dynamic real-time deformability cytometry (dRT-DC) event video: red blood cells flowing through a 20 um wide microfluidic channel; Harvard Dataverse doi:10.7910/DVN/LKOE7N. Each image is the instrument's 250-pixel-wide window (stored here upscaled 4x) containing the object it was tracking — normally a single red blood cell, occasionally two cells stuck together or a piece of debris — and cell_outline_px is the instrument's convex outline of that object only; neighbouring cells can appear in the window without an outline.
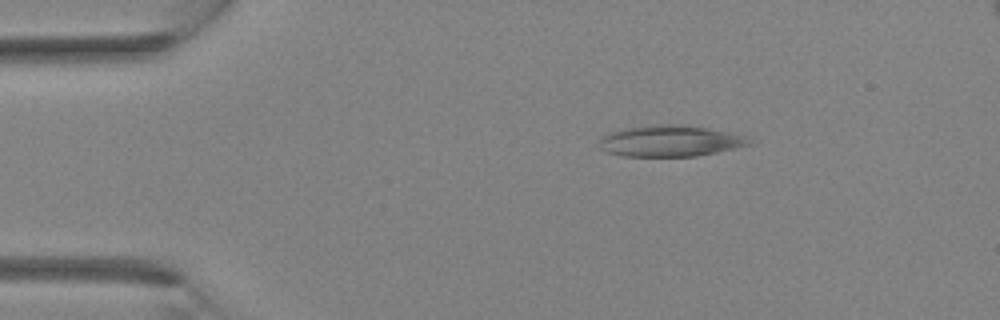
{"species": "Egyptian fruit bat (a non-hibernating species)", "species_latin": "Rousettus aegyptiacus", "temperature_condition": "room temperature", "stored_images_in_passage": 4, "camera_frame_rate_fps": 3000, "um_per_image_px": 0.085, "animal": {"sex": "female"}, "frame": {"image": 1, "passage_image": 2, "time_ms": 0.333, "image_size_px": [1000, 320], "cell_outline_px": [[756, 144], [696, 156], [620, 156], [608, 152], [600, 148], [600, 136], [608, 132], [624, 128], [656, 124], [680, 124], [728, 132], [744, 136]], "centroid_in_image_um": [56.94, 11.98], "position_along_channel_um": 28.1, "area_um2": 27.28}}